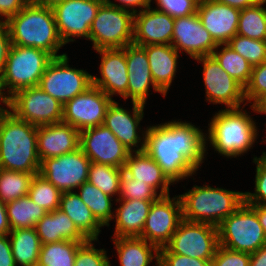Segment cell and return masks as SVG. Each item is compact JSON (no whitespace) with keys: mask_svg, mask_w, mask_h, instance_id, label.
I'll use <instances>...</instances> for the list:
<instances>
[{"mask_svg":"<svg viewBox=\"0 0 266 266\" xmlns=\"http://www.w3.org/2000/svg\"><path fill=\"white\" fill-rule=\"evenodd\" d=\"M206 135L192 123L169 121L145 130V149L174 184L194 175L203 163Z\"/></svg>","mask_w":266,"mask_h":266,"instance_id":"6da1fadb","label":"cell"},{"mask_svg":"<svg viewBox=\"0 0 266 266\" xmlns=\"http://www.w3.org/2000/svg\"><path fill=\"white\" fill-rule=\"evenodd\" d=\"M38 126L19 119L5 108L0 110V168L38 174Z\"/></svg>","mask_w":266,"mask_h":266,"instance_id":"7a4b0ae2","label":"cell"},{"mask_svg":"<svg viewBox=\"0 0 266 266\" xmlns=\"http://www.w3.org/2000/svg\"><path fill=\"white\" fill-rule=\"evenodd\" d=\"M12 45L42 49L54 58L63 45L52 8L34 3L32 0L16 15L5 22Z\"/></svg>","mask_w":266,"mask_h":266,"instance_id":"3957f363","label":"cell"},{"mask_svg":"<svg viewBox=\"0 0 266 266\" xmlns=\"http://www.w3.org/2000/svg\"><path fill=\"white\" fill-rule=\"evenodd\" d=\"M243 108L219 110L208 124L206 141H210V145L222 156H241L257 139L256 124Z\"/></svg>","mask_w":266,"mask_h":266,"instance_id":"277c9868","label":"cell"},{"mask_svg":"<svg viewBox=\"0 0 266 266\" xmlns=\"http://www.w3.org/2000/svg\"><path fill=\"white\" fill-rule=\"evenodd\" d=\"M179 198L184 220L218 227L244 203V192L194 185Z\"/></svg>","mask_w":266,"mask_h":266,"instance_id":"5b68a950","label":"cell"},{"mask_svg":"<svg viewBox=\"0 0 266 266\" xmlns=\"http://www.w3.org/2000/svg\"><path fill=\"white\" fill-rule=\"evenodd\" d=\"M53 59L51 54L42 49L11 44L0 76L2 98L6 101L19 90L39 86L44 71ZM5 89L8 94L3 92Z\"/></svg>","mask_w":266,"mask_h":266,"instance_id":"8992f818","label":"cell"},{"mask_svg":"<svg viewBox=\"0 0 266 266\" xmlns=\"http://www.w3.org/2000/svg\"><path fill=\"white\" fill-rule=\"evenodd\" d=\"M218 237L220 246L250 254L266 244L256 211L245 202L220 223Z\"/></svg>","mask_w":266,"mask_h":266,"instance_id":"52a82bcc","label":"cell"},{"mask_svg":"<svg viewBox=\"0 0 266 266\" xmlns=\"http://www.w3.org/2000/svg\"><path fill=\"white\" fill-rule=\"evenodd\" d=\"M134 14L102 3L90 28L94 50L124 48L133 43Z\"/></svg>","mask_w":266,"mask_h":266,"instance_id":"ba28073f","label":"cell"},{"mask_svg":"<svg viewBox=\"0 0 266 266\" xmlns=\"http://www.w3.org/2000/svg\"><path fill=\"white\" fill-rule=\"evenodd\" d=\"M5 105L19 119L35 126L60 123L63 119V105L39 86L15 92Z\"/></svg>","mask_w":266,"mask_h":266,"instance_id":"9c48e42d","label":"cell"},{"mask_svg":"<svg viewBox=\"0 0 266 266\" xmlns=\"http://www.w3.org/2000/svg\"><path fill=\"white\" fill-rule=\"evenodd\" d=\"M218 246V227L183 219L164 247L170 253L212 260Z\"/></svg>","mask_w":266,"mask_h":266,"instance_id":"30bf717a","label":"cell"},{"mask_svg":"<svg viewBox=\"0 0 266 266\" xmlns=\"http://www.w3.org/2000/svg\"><path fill=\"white\" fill-rule=\"evenodd\" d=\"M68 56L54 58L41 77L39 87L64 105L92 85V75L69 67Z\"/></svg>","mask_w":266,"mask_h":266,"instance_id":"8fae6325","label":"cell"},{"mask_svg":"<svg viewBox=\"0 0 266 266\" xmlns=\"http://www.w3.org/2000/svg\"><path fill=\"white\" fill-rule=\"evenodd\" d=\"M90 164L91 161L78 148L74 152L42 160L39 174L62 193L73 192L88 181Z\"/></svg>","mask_w":266,"mask_h":266,"instance_id":"7c38bea8","label":"cell"},{"mask_svg":"<svg viewBox=\"0 0 266 266\" xmlns=\"http://www.w3.org/2000/svg\"><path fill=\"white\" fill-rule=\"evenodd\" d=\"M102 3L103 0H64L52 8L64 44L75 41L70 37L89 39L91 25Z\"/></svg>","mask_w":266,"mask_h":266,"instance_id":"4fadbf2b","label":"cell"},{"mask_svg":"<svg viewBox=\"0 0 266 266\" xmlns=\"http://www.w3.org/2000/svg\"><path fill=\"white\" fill-rule=\"evenodd\" d=\"M98 87L91 85L63 105L62 122L70 124L79 132L104 123L109 104L112 102Z\"/></svg>","mask_w":266,"mask_h":266,"instance_id":"5bb4252c","label":"cell"},{"mask_svg":"<svg viewBox=\"0 0 266 266\" xmlns=\"http://www.w3.org/2000/svg\"><path fill=\"white\" fill-rule=\"evenodd\" d=\"M183 220L182 205L179 196H160L152 202L140 238L164 247Z\"/></svg>","mask_w":266,"mask_h":266,"instance_id":"9a60e30c","label":"cell"},{"mask_svg":"<svg viewBox=\"0 0 266 266\" xmlns=\"http://www.w3.org/2000/svg\"><path fill=\"white\" fill-rule=\"evenodd\" d=\"M79 148L91 162L119 168L131 152L103 124L81 131Z\"/></svg>","mask_w":266,"mask_h":266,"instance_id":"2e32d148","label":"cell"},{"mask_svg":"<svg viewBox=\"0 0 266 266\" xmlns=\"http://www.w3.org/2000/svg\"><path fill=\"white\" fill-rule=\"evenodd\" d=\"M203 64V80L206 100L213 104H225L228 108H241L245 102L244 87L232 78L212 56L195 58Z\"/></svg>","mask_w":266,"mask_h":266,"instance_id":"e0dca14e","label":"cell"},{"mask_svg":"<svg viewBox=\"0 0 266 266\" xmlns=\"http://www.w3.org/2000/svg\"><path fill=\"white\" fill-rule=\"evenodd\" d=\"M171 45L178 52L185 51L193 59L211 56L218 46L203 27L198 13L175 19Z\"/></svg>","mask_w":266,"mask_h":266,"instance_id":"ac0fdd59","label":"cell"},{"mask_svg":"<svg viewBox=\"0 0 266 266\" xmlns=\"http://www.w3.org/2000/svg\"><path fill=\"white\" fill-rule=\"evenodd\" d=\"M132 104L133 114L131 115L129 111L120 107L115 100H112L107 108L103 125L106 126L129 151H143L145 149V131H143L144 133L142 132V139L141 136L138 135L137 129H141L138 126L144 117L143 111L145 105L134 102H132ZM138 143H141L140 147H138ZM134 147H137V149L135 150Z\"/></svg>","mask_w":266,"mask_h":266,"instance_id":"d6986e66","label":"cell"},{"mask_svg":"<svg viewBox=\"0 0 266 266\" xmlns=\"http://www.w3.org/2000/svg\"><path fill=\"white\" fill-rule=\"evenodd\" d=\"M96 51L101 57V78L92 75V85L101 89L111 99L115 94H119L124 100L128 99L126 46Z\"/></svg>","mask_w":266,"mask_h":266,"instance_id":"ffe728a7","label":"cell"},{"mask_svg":"<svg viewBox=\"0 0 266 266\" xmlns=\"http://www.w3.org/2000/svg\"><path fill=\"white\" fill-rule=\"evenodd\" d=\"M241 10L213 0H200L197 13L217 44H227L237 35Z\"/></svg>","mask_w":266,"mask_h":266,"instance_id":"44dd1931","label":"cell"},{"mask_svg":"<svg viewBox=\"0 0 266 266\" xmlns=\"http://www.w3.org/2000/svg\"><path fill=\"white\" fill-rule=\"evenodd\" d=\"M175 19L170 15L151 9L134 14L133 44H171Z\"/></svg>","mask_w":266,"mask_h":266,"instance_id":"7402d4cb","label":"cell"},{"mask_svg":"<svg viewBox=\"0 0 266 266\" xmlns=\"http://www.w3.org/2000/svg\"><path fill=\"white\" fill-rule=\"evenodd\" d=\"M126 63L128 71V98L134 103L146 104L149 88L166 96L152 78L147 53L142 46L129 44L126 46Z\"/></svg>","mask_w":266,"mask_h":266,"instance_id":"603a6c76","label":"cell"},{"mask_svg":"<svg viewBox=\"0 0 266 266\" xmlns=\"http://www.w3.org/2000/svg\"><path fill=\"white\" fill-rule=\"evenodd\" d=\"M79 145L80 132L70 124L60 122L38 126L37 151L40 162L74 152Z\"/></svg>","mask_w":266,"mask_h":266,"instance_id":"cb8c5ba5","label":"cell"},{"mask_svg":"<svg viewBox=\"0 0 266 266\" xmlns=\"http://www.w3.org/2000/svg\"><path fill=\"white\" fill-rule=\"evenodd\" d=\"M123 171L138 182L149 184L156 192L160 188V196L169 194L172 183L162 172L157 162L144 150L130 152Z\"/></svg>","mask_w":266,"mask_h":266,"instance_id":"d4e9b609","label":"cell"},{"mask_svg":"<svg viewBox=\"0 0 266 266\" xmlns=\"http://www.w3.org/2000/svg\"><path fill=\"white\" fill-rule=\"evenodd\" d=\"M142 47L147 53L155 85L167 95L172 80L176 76L178 51L171 44H151Z\"/></svg>","mask_w":266,"mask_h":266,"instance_id":"484cf974","label":"cell"},{"mask_svg":"<svg viewBox=\"0 0 266 266\" xmlns=\"http://www.w3.org/2000/svg\"><path fill=\"white\" fill-rule=\"evenodd\" d=\"M35 230L41 244L62 240L86 242L88 239L77 229L73 221L59 208L48 212L36 224Z\"/></svg>","mask_w":266,"mask_h":266,"instance_id":"4316f807","label":"cell"},{"mask_svg":"<svg viewBox=\"0 0 266 266\" xmlns=\"http://www.w3.org/2000/svg\"><path fill=\"white\" fill-rule=\"evenodd\" d=\"M121 202L115 209L114 237H140L152 202L156 200H115Z\"/></svg>","mask_w":266,"mask_h":266,"instance_id":"83f0119b","label":"cell"},{"mask_svg":"<svg viewBox=\"0 0 266 266\" xmlns=\"http://www.w3.org/2000/svg\"><path fill=\"white\" fill-rule=\"evenodd\" d=\"M59 209L73 221L87 239L98 240L100 228L103 225L95 218L76 191L61 194Z\"/></svg>","mask_w":266,"mask_h":266,"instance_id":"f1b7e54d","label":"cell"},{"mask_svg":"<svg viewBox=\"0 0 266 266\" xmlns=\"http://www.w3.org/2000/svg\"><path fill=\"white\" fill-rule=\"evenodd\" d=\"M113 242L121 266H149L153 259H156V266H159V248L145 239L114 237Z\"/></svg>","mask_w":266,"mask_h":266,"instance_id":"f546056e","label":"cell"},{"mask_svg":"<svg viewBox=\"0 0 266 266\" xmlns=\"http://www.w3.org/2000/svg\"><path fill=\"white\" fill-rule=\"evenodd\" d=\"M10 234L15 265L37 266L42 244L35 228L15 229Z\"/></svg>","mask_w":266,"mask_h":266,"instance_id":"4dcf8cb0","label":"cell"},{"mask_svg":"<svg viewBox=\"0 0 266 266\" xmlns=\"http://www.w3.org/2000/svg\"><path fill=\"white\" fill-rule=\"evenodd\" d=\"M5 207L11 230L34 228L35 224L48 213L46 209L34 203L28 195L5 204Z\"/></svg>","mask_w":266,"mask_h":266,"instance_id":"1f68e13d","label":"cell"},{"mask_svg":"<svg viewBox=\"0 0 266 266\" xmlns=\"http://www.w3.org/2000/svg\"><path fill=\"white\" fill-rule=\"evenodd\" d=\"M83 243L62 240L42 244L37 266H74L77 250Z\"/></svg>","mask_w":266,"mask_h":266,"instance_id":"d6a6232c","label":"cell"},{"mask_svg":"<svg viewBox=\"0 0 266 266\" xmlns=\"http://www.w3.org/2000/svg\"><path fill=\"white\" fill-rule=\"evenodd\" d=\"M220 46L224 47L221 51H217ZM211 56L243 87L248 84L253 66L238 52H235L228 44H218Z\"/></svg>","mask_w":266,"mask_h":266,"instance_id":"836d02e7","label":"cell"},{"mask_svg":"<svg viewBox=\"0 0 266 266\" xmlns=\"http://www.w3.org/2000/svg\"><path fill=\"white\" fill-rule=\"evenodd\" d=\"M78 195L81 200L89 207L95 218L103 225L109 226V221L113 219L112 197L105 194L95 185L88 181L84 182L79 188Z\"/></svg>","mask_w":266,"mask_h":266,"instance_id":"e575fe53","label":"cell"},{"mask_svg":"<svg viewBox=\"0 0 266 266\" xmlns=\"http://www.w3.org/2000/svg\"><path fill=\"white\" fill-rule=\"evenodd\" d=\"M264 2L247 7L240 12L237 35L256 40H266V8Z\"/></svg>","mask_w":266,"mask_h":266,"instance_id":"d590c367","label":"cell"},{"mask_svg":"<svg viewBox=\"0 0 266 266\" xmlns=\"http://www.w3.org/2000/svg\"><path fill=\"white\" fill-rule=\"evenodd\" d=\"M34 175L0 168V201L7 204L28 195Z\"/></svg>","mask_w":266,"mask_h":266,"instance_id":"8d00e7d4","label":"cell"},{"mask_svg":"<svg viewBox=\"0 0 266 266\" xmlns=\"http://www.w3.org/2000/svg\"><path fill=\"white\" fill-rule=\"evenodd\" d=\"M123 168L91 162L88 172V182L95 185L105 194L113 197L120 194V180Z\"/></svg>","mask_w":266,"mask_h":266,"instance_id":"74e56055","label":"cell"},{"mask_svg":"<svg viewBox=\"0 0 266 266\" xmlns=\"http://www.w3.org/2000/svg\"><path fill=\"white\" fill-rule=\"evenodd\" d=\"M62 192L39 173L34 175L28 196L34 203L40 205L48 212L54 211L60 206Z\"/></svg>","mask_w":266,"mask_h":266,"instance_id":"f35d334b","label":"cell"},{"mask_svg":"<svg viewBox=\"0 0 266 266\" xmlns=\"http://www.w3.org/2000/svg\"><path fill=\"white\" fill-rule=\"evenodd\" d=\"M227 44L252 66L259 65L266 60V40L235 35Z\"/></svg>","mask_w":266,"mask_h":266,"instance_id":"ab89813d","label":"cell"},{"mask_svg":"<svg viewBox=\"0 0 266 266\" xmlns=\"http://www.w3.org/2000/svg\"><path fill=\"white\" fill-rule=\"evenodd\" d=\"M147 183L138 182L122 172L120 194L116 200H157L160 195Z\"/></svg>","mask_w":266,"mask_h":266,"instance_id":"60d3db41","label":"cell"},{"mask_svg":"<svg viewBox=\"0 0 266 266\" xmlns=\"http://www.w3.org/2000/svg\"><path fill=\"white\" fill-rule=\"evenodd\" d=\"M257 164L255 175V192H244V202L247 204L266 205V152L262 156L254 157Z\"/></svg>","mask_w":266,"mask_h":266,"instance_id":"b9f144b4","label":"cell"},{"mask_svg":"<svg viewBox=\"0 0 266 266\" xmlns=\"http://www.w3.org/2000/svg\"><path fill=\"white\" fill-rule=\"evenodd\" d=\"M88 239L77 250L74 266H111L105 249H96Z\"/></svg>","mask_w":266,"mask_h":266,"instance_id":"7bdbcfd3","label":"cell"},{"mask_svg":"<svg viewBox=\"0 0 266 266\" xmlns=\"http://www.w3.org/2000/svg\"><path fill=\"white\" fill-rule=\"evenodd\" d=\"M156 10L164 12L174 19L197 13L200 0H155Z\"/></svg>","mask_w":266,"mask_h":266,"instance_id":"ee69618b","label":"cell"},{"mask_svg":"<svg viewBox=\"0 0 266 266\" xmlns=\"http://www.w3.org/2000/svg\"><path fill=\"white\" fill-rule=\"evenodd\" d=\"M264 92H266V60L252 67L250 81L244 87V97L247 102L251 103Z\"/></svg>","mask_w":266,"mask_h":266,"instance_id":"f6af8a7d","label":"cell"},{"mask_svg":"<svg viewBox=\"0 0 266 266\" xmlns=\"http://www.w3.org/2000/svg\"><path fill=\"white\" fill-rule=\"evenodd\" d=\"M250 253L234 251L218 246L211 266H249Z\"/></svg>","mask_w":266,"mask_h":266,"instance_id":"bcb514c9","label":"cell"},{"mask_svg":"<svg viewBox=\"0 0 266 266\" xmlns=\"http://www.w3.org/2000/svg\"><path fill=\"white\" fill-rule=\"evenodd\" d=\"M211 261L170 253L165 247L159 248V266H211Z\"/></svg>","mask_w":266,"mask_h":266,"instance_id":"7dc6e473","label":"cell"},{"mask_svg":"<svg viewBox=\"0 0 266 266\" xmlns=\"http://www.w3.org/2000/svg\"><path fill=\"white\" fill-rule=\"evenodd\" d=\"M30 0H0V23L7 22L11 17L21 11ZM4 18L5 21L3 20Z\"/></svg>","mask_w":266,"mask_h":266,"instance_id":"c3c4849f","label":"cell"},{"mask_svg":"<svg viewBox=\"0 0 266 266\" xmlns=\"http://www.w3.org/2000/svg\"><path fill=\"white\" fill-rule=\"evenodd\" d=\"M10 46L11 40L8 28L5 23H0V76L3 72Z\"/></svg>","mask_w":266,"mask_h":266,"instance_id":"681fc988","label":"cell"},{"mask_svg":"<svg viewBox=\"0 0 266 266\" xmlns=\"http://www.w3.org/2000/svg\"><path fill=\"white\" fill-rule=\"evenodd\" d=\"M116 1H119L122 5L115 4L113 1H110V0H103V2L106 3L107 5L115 6L117 8H121V9H125V10H128V11L132 12L133 14H135L138 12L137 9H135V7H138V8L140 7L139 11H143V10L151 7L150 3L152 0H116ZM129 8H130V10H129Z\"/></svg>","mask_w":266,"mask_h":266,"instance_id":"f907efd6","label":"cell"},{"mask_svg":"<svg viewBox=\"0 0 266 266\" xmlns=\"http://www.w3.org/2000/svg\"><path fill=\"white\" fill-rule=\"evenodd\" d=\"M8 236L9 234L0 235V266H16Z\"/></svg>","mask_w":266,"mask_h":266,"instance_id":"816d5d0a","label":"cell"},{"mask_svg":"<svg viewBox=\"0 0 266 266\" xmlns=\"http://www.w3.org/2000/svg\"><path fill=\"white\" fill-rule=\"evenodd\" d=\"M249 266H266V244L250 254Z\"/></svg>","mask_w":266,"mask_h":266,"instance_id":"f5cc1de1","label":"cell"},{"mask_svg":"<svg viewBox=\"0 0 266 266\" xmlns=\"http://www.w3.org/2000/svg\"><path fill=\"white\" fill-rule=\"evenodd\" d=\"M213 1L221 3V4L229 5L239 10H243L247 7H251L257 4L258 2H260V0H213Z\"/></svg>","mask_w":266,"mask_h":266,"instance_id":"db71d44e","label":"cell"},{"mask_svg":"<svg viewBox=\"0 0 266 266\" xmlns=\"http://www.w3.org/2000/svg\"><path fill=\"white\" fill-rule=\"evenodd\" d=\"M11 231L8 218L6 207L3 202L0 201V235L9 234Z\"/></svg>","mask_w":266,"mask_h":266,"instance_id":"11a10c76","label":"cell"},{"mask_svg":"<svg viewBox=\"0 0 266 266\" xmlns=\"http://www.w3.org/2000/svg\"><path fill=\"white\" fill-rule=\"evenodd\" d=\"M250 205L257 214L259 222L264 229L265 236H266V205H258V204H248Z\"/></svg>","mask_w":266,"mask_h":266,"instance_id":"9f6ffc18","label":"cell"},{"mask_svg":"<svg viewBox=\"0 0 266 266\" xmlns=\"http://www.w3.org/2000/svg\"><path fill=\"white\" fill-rule=\"evenodd\" d=\"M252 110L256 113L266 114V92L261 94L252 105H250Z\"/></svg>","mask_w":266,"mask_h":266,"instance_id":"6f0895ef","label":"cell"},{"mask_svg":"<svg viewBox=\"0 0 266 266\" xmlns=\"http://www.w3.org/2000/svg\"><path fill=\"white\" fill-rule=\"evenodd\" d=\"M32 1L41 6L53 8L55 5L63 2L64 0H32Z\"/></svg>","mask_w":266,"mask_h":266,"instance_id":"680465c9","label":"cell"},{"mask_svg":"<svg viewBox=\"0 0 266 266\" xmlns=\"http://www.w3.org/2000/svg\"><path fill=\"white\" fill-rule=\"evenodd\" d=\"M0 102L5 104V100L2 98V96L0 95ZM1 106V105H0Z\"/></svg>","mask_w":266,"mask_h":266,"instance_id":"91938a15","label":"cell"}]
</instances>
